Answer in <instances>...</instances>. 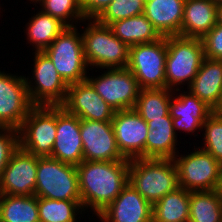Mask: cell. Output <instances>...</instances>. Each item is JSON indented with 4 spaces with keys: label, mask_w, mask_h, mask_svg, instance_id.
Masks as SVG:
<instances>
[{
    "label": "cell",
    "mask_w": 222,
    "mask_h": 222,
    "mask_svg": "<svg viewBox=\"0 0 222 222\" xmlns=\"http://www.w3.org/2000/svg\"><path fill=\"white\" fill-rule=\"evenodd\" d=\"M130 161H83L77 168L79 192L84 208L98 215L129 183Z\"/></svg>",
    "instance_id": "6da1fadb"
},
{
    "label": "cell",
    "mask_w": 222,
    "mask_h": 222,
    "mask_svg": "<svg viewBox=\"0 0 222 222\" xmlns=\"http://www.w3.org/2000/svg\"><path fill=\"white\" fill-rule=\"evenodd\" d=\"M129 184L152 206L179 187L173 159L138 158L130 160Z\"/></svg>",
    "instance_id": "7a4b0ae2"
},
{
    "label": "cell",
    "mask_w": 222,
    "mask_h": 222,
    "mask_svg": "<svg viewBox=\"0 0 222 222\" xmlns=\"http://www.w3.org/2000/svg\"><path fill=\"white\" fill-rule=\"evenodd\" d=\"M82 33L83 51L87 65L96 68H127L129 47L117 38L108 25L89 19Z\"/></svg>",
    "instance_id": "3957f363"
},
{
    "label": "cell",
    "mask_w": 222,
    "mask_h": 222,
    "mask_svg": "<svg viewBox=\"0 0 222 222\" xmlns=\"http://www.w3.org/2000/svg\"><path fill=\"white\" fill-rule=\"evenodd\" d=\"M204 58L202 39L180 35L167 36L166 88L179 91L176 86L183 85L186 81L189 87Z\"/></svg>",
    "instance_id": "277c9868"
},
{
    "label": "cell",
    "mask_w": 222,
    "mask_h": 222,
    "mask_svg": "<svg viewBox=\"0 0 222 222\" xmlns=\"http://www.w3.org/2000/svg\"><path fill=\"white\" fill-rule=\"evenodd\" d=\"M34 195L53 200L81 201L76 166L50 156H38Z\"/></svg>",
    "instance_id": "5b68a950"
},
{
    "label": "cell",
    "mask_w": 222,
    "mask_h": 222,
    "mask_svg": "<svg viewBox=\"0 0 222 222\" xmlns=\"http://www.w3.org/2000/svg\"><path fill=\"white\" fill-rule=\"evenodd\" d=\"M76 27H66L43 51L67 85L87 79L88 65L83 51L82 34L78 33Z\"/></svg>",
    "instance_id": "8992f818"
},
{
    "label": "cell",
    "mask_w": 222,
    "mask_h": 222,
    "mask_svg": "<svg viewBox=\"0 0 222 222\" xmlns=\"http://www.w3.org/2000/svg\"><path fill=\"white\" fill-rule=\"evenodd\" d=\"M196 150L188 155H176L173 158L178 172L179 187L189 192L222 190V165L200 147Z\"/></svg>",
    "instance_id": "52a82bcc"
},
{
    "label": "cell",
    "mask_w": 222,
    "mask_h": 222,
    "mask_svg": "<svg viewBox=\"0 0 222 222\" xmlns=\"http://www.w3.org/2000/svg\"><path fill=\"white\" fill-rule=\"evenodd\" d=\"M166 55L167 36L129 47L127 68L137 79L141 89L166 87Z\"/></svg>",
    "instance_id": "ba28073f"
},
{
    "label": "cell",
    "mask_w": 222,
    "mask_h": 222,
    "mask_svg": "<svg viewBox=\"0 0 222 222\" xmlns=\"http://www.w3.org/2000/svg\"><path fill=\"white\" fill-rule=\"evenodd\" d=\"M18 131L23 150L39 157L51 156L56 136V106H34Z\"/></svg>",
    "instance_id": "9c48e42d"
},
{
    "label": "cell",
    "mask_w": 222,
    "mask_h": 222,
    "mask_svg": "<svg viewBox=\"0 0 222 222\" xmlns=\"http://www.w3.org/2000/svg\"><path fill=\"white\" fill-rule=\"evenodd\" d=\"M34 53V83L25 76L31 103L34 106H61L66 99L68 85L43 51Z\"/></svg>",
    "instance_id": "30bf717a"
},
{
    "label": "cell",
    "mask_w": 222,
    "mask_h": 222,
    "mask_svg": "<svg viewBox=\"0 0 222 222\" xmlns=\"http://www.w3.org/2000/svg\"><path fill=\"white\" fill-rule=\"evenodd\" d=\"M106 71L95 79L88 76L87 80L115 111L134 109L141 88L132 72L128 68Z\"/></svg>",
    "instance_id": "8fae6325"
},
{
    "label": "cell",
    "mask_w": 222,
    "mask_h": 222,
    "mask_svg": "<svg viewBox=\"0 0 222 222\" xmlns=\"http://www.w3.org/2000/svg\"><path fill=\"white\" fill-rule=\"evenodd\" d=\"M33 107L25 77L0 71V128L19 129Z\"/></svg>",
    "instance_id": "7c38bea8"
},
{
    "label": "cell",
    "mask_w": 222,
    "mask_h": 222,
    "mask_svg": "<svg viewBox=\"0 0 222 222\" xmlns=\"http://www.w3.org/2000/svg\"><path fill=\"white\" fill-rule=\"evenodd\" d=\"M116 143L127 160L146 158L147 122L135 111H115L111 120Z\"/></svg>",
    "instance_id": "4fadbf2b"
},
{
    "label": "cell",
    "mask_w": 222,
    "mask_h": 222,
    "mask_svg": "<svg viewBox=\"0 0 222 222\" xmlns=\"http://www.w3.org/2000/svg\"><path fill=\"white\" fill-rule=\"evenodd\" d=\"M83 161H130L119 151L111 121L80 119Z\"/></svg>",
    "instance_id": "5bb4252c"
},
{
    "label": "cell",
    "mask_w": 222,
    "mask_h": 222,
    "mask_svg": "<svg viewBox=\"0 0 222 222\" xmlns=\"http://www.w3.org/2000/svg\"><path fill=\"white\" fill-rule=\"evenodd\" d=\"M38 156L20 146L13 152L9 163L0 177V194H35Z\"/></svg>",
    "instance_id": "9a60e30c"
},
{
    "label": "cell",
    "mask_w": 222,
    "mask_h": 222,
    "mask_svg": "<svg viewBox=\"0 0 222 222\" xmlns=\"http://www.w3.org/2000/svg\"><path fill=\"white\" fill-rule=\"evenodd\" d=\"M61 106L68 113L91 121H111L115 114V110L104 101L87 79L68 85L66 99Z\"/></svg>",
    "instance_id": "2e32d148"
},
{
    "label": "cell",
    "mask_w": 222,
    "mask_h": 222,
    "mask_svg": "<svg viewBox=\"0 0 222 222\" xmlns=\"http://www.w3.org/2000/svg\"><path fill=\"white\" fill-rule=\"evenodd\" d=\"M50 157L74 166L83 162L80 118L62 106H56V136Z\"/></svg>",
    "instance_id": "e0dca14e"
},
{
    "label": "cell",
    "mask_w": 222,
    "mask_h": 222,
    "mask_svg": "<svg viewBox=\"0 0 222 222\" xmlns=\"http://www.w3.org/2000/svg\"><path fill=\"white\" fill-rule=\"evenodd\" d=\"M153 206L129 183L97 216L102 222H152Z\"/></svg>",
    "instance_id": "ac0fdd59"
},
{
    "label": "cell",
    "mask_w": 222,
    "mask_h": 222,
    "mask_svg": "<svg viewBox=\"0 0 222 222\" xmlns=\"http://www.w3.org/2000/svg\"><path fill=\"white\" fill-rule=\"evenodd\" d=\"M169 104V114L172 117L174 131L182 130L187 133H194L195 130L202 129V124L206 121L213 110L203 101L188 91L179 93ZM173 98V99H172Z\"/></svg>",
    "instance_id": "d6986e66"
},
{
    "label": "cell",
    "mask_w": 222,
    "mask_h": 222,
    "mask_svg": "<svg viewBox=\"0 0 222 222\" xmlns=\"http://www.w3.org/2000/svg\"><path fill=\"white\" fill-rule=\"evenodd\" d=\"M188 89L215 111L222 99V60L204 58Z\"/></svg>",
    "instance_id": "ffe728a7"
},
{
    "label": "cell",
    "mask_w": 222,
    "mask_h": 222,
    "mask_svg": "<svg viewBox=\"0 0 222 222\" xmlns=\"http://www.w3.org/2000/svg\"><path fill=\"white\" fill-rule=\"evenodd\" d=\"M185 0H149L144 15L163 36H181Z\"/></svg>",
    "instance_id": "44dd1931"
},
{
    "label": "cell",
    "mask_w": 222,
    "mask_h": 222,
    "mask_svg": "<svg viewBox=\"0 0 222 222\" xmlns=\"http://www.w3.org/2000/svg\"><path fill=\"white\" fill-rule=\"evenodd\" d=\"M217 24V3L213 0H185L181 36L204 37Z\"/></svg>",
    "instance_id": "7402d4cb"
},
{
    "label": "cell",
    "mask_w": 222,
    "mask_h": 222,
    "mask_svg": "<svg viewBox=\"0 0 222 222\" xmlns=\"http://www.w3.org/2000/svg\"><path fill=\"white\" fill-rule=\"evenodd\" d=\"M147 126L146 158L173 159L177 154V134L170 114L149 121Z\"/></svg>",
    "instance_id": "603a6c76"
},
{
    "label": "cell",
    "mask_w": 222,
    "mask_h": 222,
    "mask_svg": "<svg viewBox=\"0 0 222 222\" xmlns=\"http://www.w3.org/2000/svg\"><path fill=\"white\" fill-rule=\"evenodd\" d=\"M109 27L128 47L154 42L162 37L144 14L113 22Z\"/></svg>",
    "instance_id": "cb8c5ba5"
},
{
    "label": "cell",
    "mask_w": 222,
    "mask_h": 222,
    "mask_svg": "<svg viewBox=\"0 0 222 222\" xmlns=\"http://www.w3.org/2000/svg\"><path fill=\"white\" fill-rule=\"evenodd\" d=\"M190 192L178 187L153 205L152 222H189Z\"/></svg>",
    "instance_id": "d4e9b609"
},
{
    "label": "cell",
    "mask_w": 222,
    "mask_h": 222,
    "mask_svg": "<svg viewBox=\"0 0 222 222\" xmlns=\"http://www.w3.org/2000/svg\"><path fill=\"white\" fill-rule=\"evenodd\" d=\"M35 195L0 194V222H40Z\"/></svg>",
    "instance_id": "484cf974"
},
{
    "label": "cell",
    "mask_w": 222,
    "mask_h": 222,
    "mask_svg": "<svg viewBox=\"0 0 222 222\" xmlns=\"http://www.w3.org/2000/svg\"><path fill=\"white\" fill-rule=\"evenodd\" d=\"M222 190L194 191L189 198V222H221Z\"/></svg>",
    "instance_id": "4316f807"
},
{
    "label": "cell",
    "mask_w": 222,
    "mask_h": 222,
    "mask_svg": "<svg viewBox=\"0 0 222 222\" xmlns=\"http://www.w3.org/2000/svg\"><path fill=\"white\" fill-rule=\"evenodd\" d=\"M26 24L25 32L29 43L35 47L36 52L44 51L67 27L59 19L39 11Z\"/></svg>",
    "instance_id": "83f0119b"
},
{
    "label": "cell",
    "mask_w": 222,
    "mask_h": 222,
    "mask_svg": "<svg viewBox=\"0 0 222 222\" xmlns=\"http://www.w3.org/2000/svg\"><path fill=\"white\" fill-rule=\"evenodd\" d=\"M171 92L174 93L166 87L141 89L134 109L147 123L162 119L169 113Z\"/></svg>",
    "instance_id": "f1b7e54d"
},
{
    "label": "cell",
    "mask_w": 222,
    "mask_h": 222,
    "mask_svg": "<svg viewBox=\"0 0 222 222\" xmlns=\"http://www.w3.org/2000/svg\"><path fill=\"white\" fill-rule=\"evenodd\" d=\"M37 206L40 222H75L77 214L83 211L82 201L38 197Z\"/></svg>",
    "instance_id": "f546056e"
},
{
    "label": "cell",
    "mask_w": 222,
    "mask_h": 222,
    "mask_svg": "<svg viewBox=\"0 0 222 222\" xmlns=\"http://www.w3.org/2000/svg\"><path fill=\"white\" fill-rule=\"evenodd\" d=\"M42 12L59 19L67 27H74L73 21H84L81 0H41ZM72 21V22H71Z\"/></svg>",
    "instance_id": "4dcf8cb0"
},
{
    "label": "cell",
    "mask_w": 222,
    "mask_h": 222,
    "mask_svg": "<svg viewBox=\"0 0 222 222\" xmlns=\"http://www.w3.org/2000/svg\"><path fill=\"white\" fill-rule=\"evenodd\" d=\"M144 0H113L96 20L104 25L144 14Z\"/></svg>",
    "instance_id": "1f68e13d"
},
{
    "label": "cell",
    "mask_w": 222,
    "mask_h": 222,
    "mask_svg": "<svg viewBox=\"0 0 222 222\" xmlns=\"http://www.w3.org/2000/svg\"><path fill=\"white\" fill-rule=\"evenodd\" d=\"M204 151L210 153L222 165V114L213 111L202 124Z\"/></svg>",
    "instance_id": "d6a6232c"
},
{
    "label": "cell",
    "mask_w": 222,
    "mask_h": 222,
    "mask_svg": "<svg viewBox=\"0 0 222 222\" xmlns=\"http://www.w3.org/2000/svg\"><path fill=\"white\" fill-rule=\"evenodd\" d=\"M19 147V131L15 128H0V177Z\"/></svg>",
    "instance_id": "836d02e7"
},
{
    "label": "cell",
    "mask_w": 222,
    "mask_h": 222,
    "mask_svg": "<svg viewBox=\"0 0 222 222\" xmlns=\"http://www.w3.org/2000/svg\"><path fill=\"white\" fill-rule=\"evenodd\" d=\"M201 39L204 47L205 58L222 60V24L217 23Z\"/></svg>",
    "instance_id": "e575fe53"
},
{
    "label": "cell",
    "mask_w": 222,
    "mask_h": 222,
    "mask_svg": "<svg viewBox=\"0 0 222 222\" xmlns=\"http://www.w3.org/2000/svg\"><path fill=\"white\" fill-rule=\"evenodd\" d=\"M113 0H81V9L86 20L96 19Z\"/></svg>",
    "instance_id": "d590c367"
},
{
    "label": "cell",
    "mask_w": 222,
    "mask_h": 222,
    "mask_svg": "<svg viewBox=\"0 0 222 222\" xmlns=\"http://www.w3.org/2000/svg\"><path fill=\"white\" fill-rule=\"evenodd\" d=\"M217 23L222 24V3L217 4Z\"/></svg>",
    "instance_id": "8d00e7d4"
},
{
    "label": "cell",
    "mask_w": 222,
    "mask_h": 222,
    "mask_svg": "<svg viewBox=\"0 0 222 222\" xmlns=\"http://www.w3.org/2000/svg\"><path fill=\"white\" fill-rule=\"evenodd\" d=\"M215 112L222 114V99H221V102L219 103L217 109L215 110Z\"/></svg>",
    "instance_id": "74e56055"
},
{
    "label": "cell",
    "mask_w": 222,
    "mask_h": 222,
    "mask_svg": "<svg viewBox=\"0 0 222 222\" xmlns=\"http://www.w3.org/2000/svg\"><path fill=\"white\" fill-rule=\"evenodd\" d=\"M213 1L217 4L222 3V0H213Z\"/></svg>",
    "instance_id": "f35d334b"
},
{
    "label": "cell",
    "mask_w": 222,
    "mask_h": 222,
    "mask_svg": "<svg viewBox=\"0 0 222 222\" xmlns=\"http://www.w3.org/2000/svg\"><path fill=\"white\" fill-rule=\"evenodd\" d=\"M31 1L36 2V3H37V2L39 3L41 0H31Z\"/></svg>",
    "instance_id": "ab89813d"
}]
</instances>
